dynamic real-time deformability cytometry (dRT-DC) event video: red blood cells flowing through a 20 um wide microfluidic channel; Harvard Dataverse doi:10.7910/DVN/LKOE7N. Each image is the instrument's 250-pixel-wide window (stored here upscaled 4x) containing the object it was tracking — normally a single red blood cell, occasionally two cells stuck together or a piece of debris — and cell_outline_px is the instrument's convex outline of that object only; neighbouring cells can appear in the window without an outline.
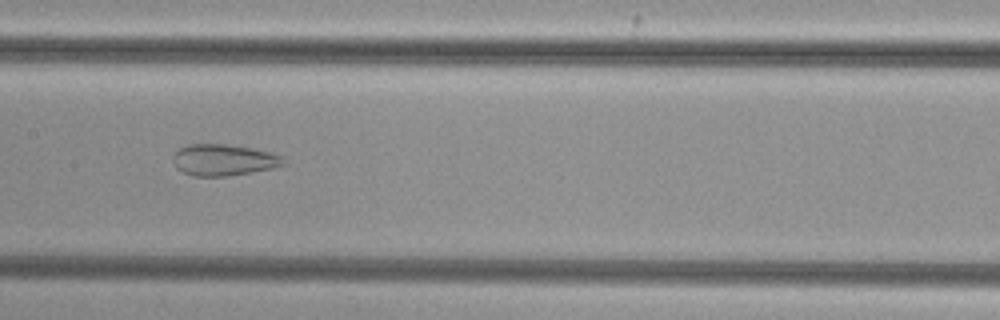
{"species": "common noctule bat (a hibernating species)", "species_latin": "Nyctalus noctula", "temperature_condition": "cold", "stored_images_in_passage": 39, "camera_frame_rate_fps": 3000, "um_per_image_px": 0.085, "animal": {"sex": "female", "body_mass_g": 29.2, "forearm_length_mm": 56.3}, "frame": {"image": 1, "passage_image": 14, "time_ms": 4.333, "image_size_px": [1000, 320], "cell_outline_px": [[284, 164], [272, 168], [224, 176], [192, 176], [176, 168], [172, 160], [176, 152], [180, 148], [188, 144], [224, 144], [252, 148], [268, 152], [280, 156], [284, 160]], "centroid_in_image_um": [18.95, 13.59], "position_along_channel_um": 188.4, "area_um2": 19.83}}
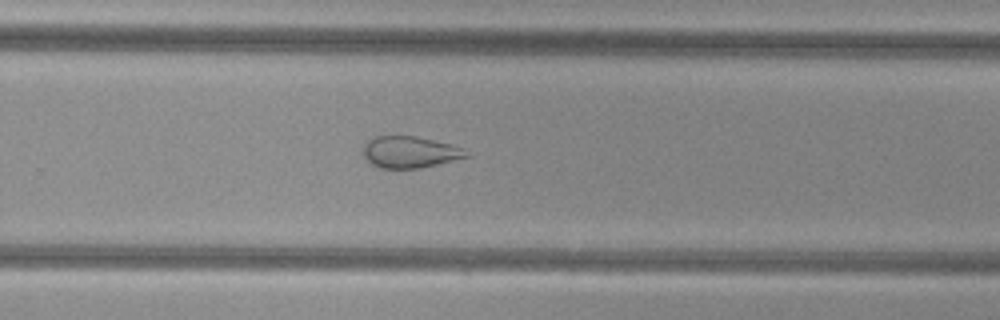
{"frame": {"image": 2, "passage_image": 22, "time_ms": 7.0, "image_size_px": [1000, 320], "cell_outline_px": [[472, 156], [420, 168], [380, 168], [372, 164], [364, 156], [364, 144], [368, 140], [376, 136], [416, 136], [452, 144], [464, 148]], "centroid_in_image_um": [34.89, 12.92], "position_along_channel_um": 294.9, "area_um2": 19.02}}
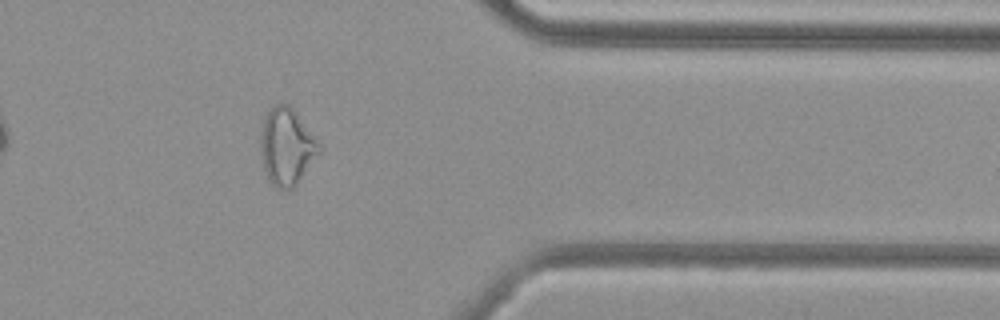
{"frame": {"image": 3, "passage_image": 30, "time_ms": 9.667, "image_size_px": [1000, 320], "cell_outline_px": [[320, 152], [296, 184], [292, 188], [276, 188], [268, 180], [264, 168], [260, 152], [260, 132], [264, 120], [268, 112], [276, 104], [288, 104], [296, 112], [320, 144]], "centroid_in_image_um": [24.35, 12.46], "position_along_channel_um": 387.1, "area_um2": 25.84}}